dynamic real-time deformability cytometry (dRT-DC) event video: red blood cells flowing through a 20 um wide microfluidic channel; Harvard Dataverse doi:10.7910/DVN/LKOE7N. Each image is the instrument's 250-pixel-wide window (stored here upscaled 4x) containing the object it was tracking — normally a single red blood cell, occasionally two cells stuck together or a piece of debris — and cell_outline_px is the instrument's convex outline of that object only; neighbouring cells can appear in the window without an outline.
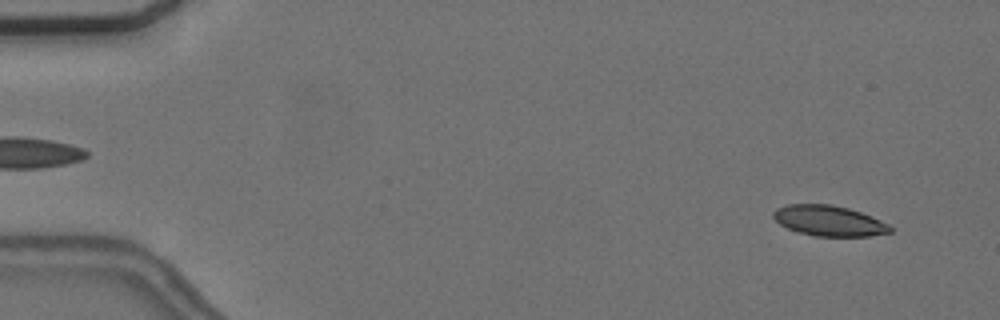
{"species": "common noctule bat (a hibernating species)", "species_latin": "Nyctalus noctula", "temperature_condition": "cold", "stored_images_in_passage": 4, "camera_frame_rate_fps": 3000, "um_per_image_px": 0.085, "animal": {"sex": "female", "body_mass_g": 24.6, "forearm_length_mm": 56.2}, "frame": {"image": 1, "passage_image": 1, "time_ms": 0.0, "image_size_px": [1000, 320], "cell_outline_px": [[892, 232], [868, 236], [816, 236], [796, 232], [780, 224], [772, 216], [772, 212], [776, 208], [788, 204], [832, 204], [848, 208], [860, 212], [880, 220], [888, 224], [892, 228]], "centroid_in_image_um": [70.43, 18.76], "position_along_channel_um": 14.6, "area_um2": 20.75}}